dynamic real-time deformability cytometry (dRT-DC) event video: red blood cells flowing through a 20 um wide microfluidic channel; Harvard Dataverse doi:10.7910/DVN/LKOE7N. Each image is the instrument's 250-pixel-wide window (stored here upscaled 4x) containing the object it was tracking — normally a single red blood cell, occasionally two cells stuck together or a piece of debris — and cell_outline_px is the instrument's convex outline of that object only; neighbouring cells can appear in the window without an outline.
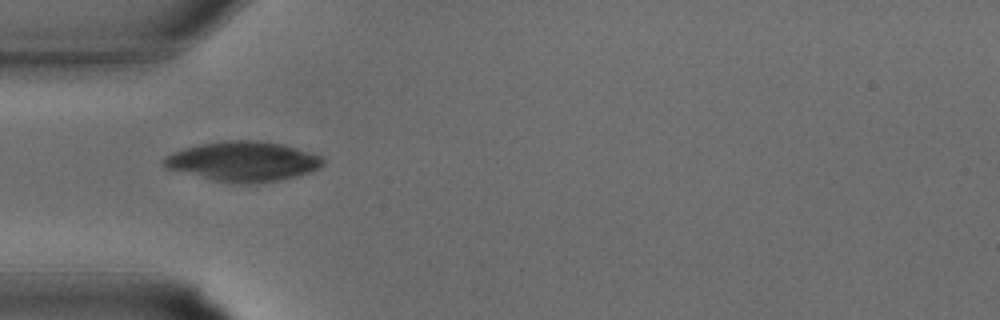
{"species": "common noctule bat (a hibernating species)", "species_latin": "Nyctalus noctula", "temperature_condition": "warm", "stored_images_in_passage": 32, "camera_frame_rate_fps": 3000, "um_per_image_px": 0.085, "animal": {"sex": "male", "body_mass_g": 15.6}, "frame": {"image": 1, "passage_image": 9, "time_ms": 2.667, "image_size_px": [1000, 320], "cell_outline_px": [[324, 164], [320, 168], [312, 172], [296, 176], [276, 180], [248, 184], [240, 184], [212, 180], [164, 168], [160, 160], [164, 156], [172, 152], [200, 144], [228, 140], [248, 140], [280, 144], [296, 148], [324, 156]], "centroid_in_image_um": [20.64, 13.73], "position_along_channel_um": 64.4, "area_um2": 36.99}}
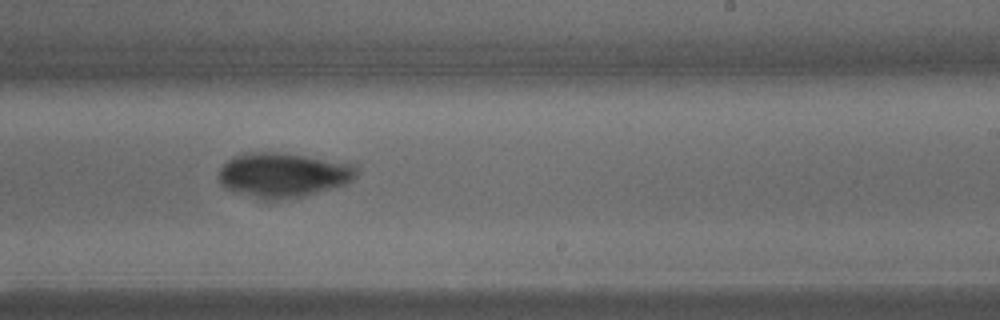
{"frame": {"image": 2, "passage_image": 19, "time_ms": 6.0, "image_size_px": [1000, 320], "cell_outline_px": [[356, 176], [352, 180], [344, 184], [304, 196], [268, 204], [232, 192], [224, 188], [220, 184], [220, 168], [232, 156], [252, 152], [276, 152], [304, 156], [356, 164]], "centroid_in_image_um": [23.99, 14.93], "position_along_channel_um": 265.0, "area_um2": 36.53}}
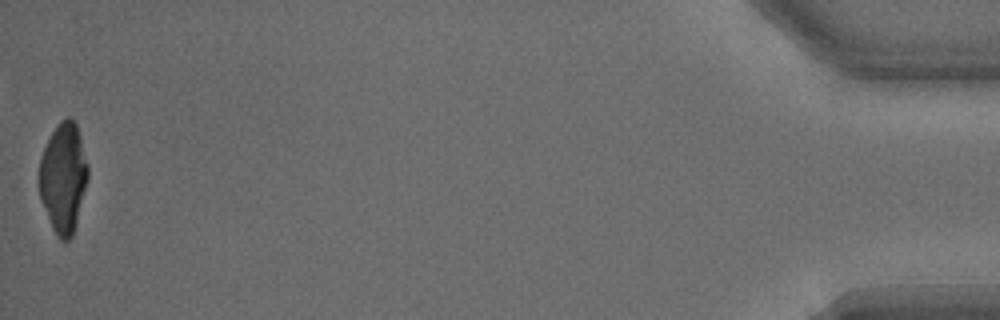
{"frame": {"image": 3, "passage_image": 32, "time_ms": 10.333, "image_size_px": [1000, 320], "cell_outline_px": [[88, 180], [76, 224], [72, 236], [68, 240], [60, 240], [56, 236], [52, 228], [40, 200], [36, 180], [40, 156], [52, 132], [60, 120], [68, 116], [76, 124], [80, 136], [88, 164]], "centroid_in_image_um": [5.35, 15.12], "position_along_channel_um": 429.9, "area_um2": 31.73}}